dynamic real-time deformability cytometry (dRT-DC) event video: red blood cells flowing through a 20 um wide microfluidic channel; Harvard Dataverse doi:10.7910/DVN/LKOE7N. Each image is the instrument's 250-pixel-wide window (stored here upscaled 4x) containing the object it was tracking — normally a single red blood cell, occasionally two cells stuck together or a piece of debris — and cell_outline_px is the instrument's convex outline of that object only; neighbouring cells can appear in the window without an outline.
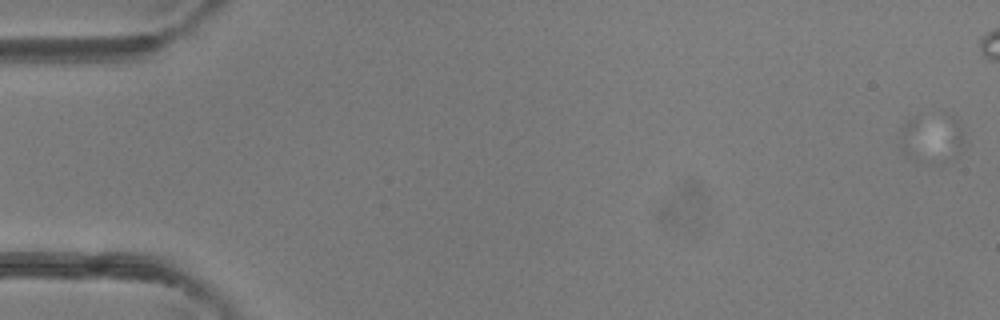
{"species": "common noctule bat (a hibernating species)", "species_latin": "Nyctalus noctula", "temperature_condition": "room temperature", "stored_images_in_passage": 2, "camera_frame_rate_fps": 3000, "um_per_image_px": 0.085, "animal": {"sex": "female"}, "frame": {"image": 1, "passage_image": 2, "time_ms": 0.333, "image_size_px": [1000, 320], "cell_outline_px": [[968, 144], [956, 160], [936, 164], [920, 164], [912, 160], [896, 144], [900, 128], [908, 116], [952, 116], [960, 120], [968, 140]], "centroid_in_image_um": [79.25, 11.81], "position_along_channel_um": 5.8, "area_um2": 20.29}}